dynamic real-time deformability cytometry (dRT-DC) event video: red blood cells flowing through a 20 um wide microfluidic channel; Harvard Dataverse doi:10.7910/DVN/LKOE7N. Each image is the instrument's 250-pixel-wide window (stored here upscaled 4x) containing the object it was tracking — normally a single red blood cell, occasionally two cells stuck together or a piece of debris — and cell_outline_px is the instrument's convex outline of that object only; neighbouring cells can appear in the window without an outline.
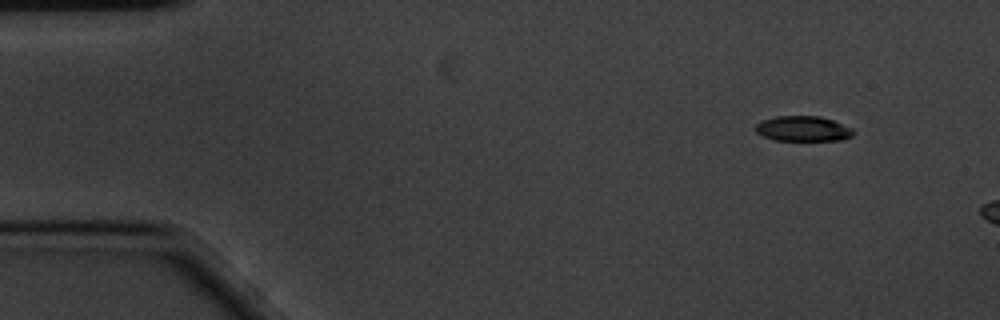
{"species": "common noctule bat (a hibernating species)", "species_latin": "Nyctalus noctula", "temperature_condition": "cold", "stored_images_in_passage": 3, "camera_frame_rate_fps": 3000, "um_per_image_px": 0.085, "animal": {"sex": "male", "body_mass_g": 20.1, "forearm_length_mm": 53.5}, "frame": {"image": 1, "passage_image": 1, "time_ms": 0.0, "image_size_px": [1000, 320], "cell_outline_px": [[852, 136], [844, 140], [776, 140], [764, 136], [756, 132], [756, 124], [760, 120], [776, 116], [820, 116], [832, 120], [852, 128]], "centroid_in_image_um": [68.24, 10.93], "position_along_channel_um": 16.8, "area_um2": 14.28}}